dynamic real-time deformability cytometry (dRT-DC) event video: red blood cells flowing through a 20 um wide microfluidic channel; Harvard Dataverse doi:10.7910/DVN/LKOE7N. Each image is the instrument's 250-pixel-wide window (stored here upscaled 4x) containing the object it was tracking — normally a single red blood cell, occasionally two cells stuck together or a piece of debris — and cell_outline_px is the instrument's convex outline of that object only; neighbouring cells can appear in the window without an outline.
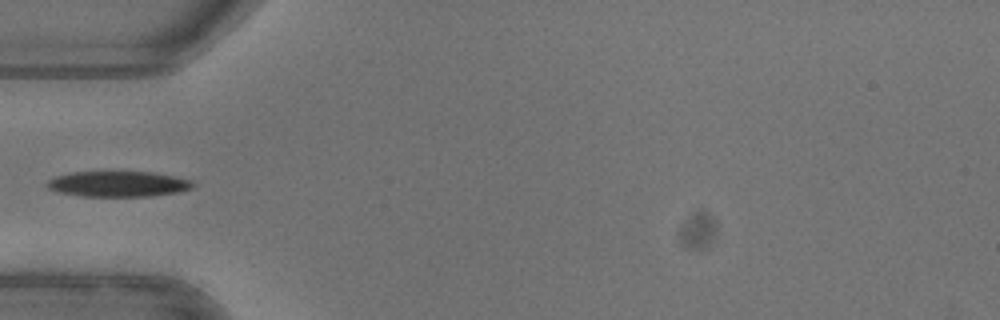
{"species": "common noctule bat (a hibernating species)", "species_latin": "Nyctalus noctula", "temperature_condition": "warm", "stored_images_in_passage": 51, "camera_frame_rate_fps": 3000, "um_per_image_px": 0.085, "animal": {"sex": "female"}, "frame": {"image": 1, "passage_image": 16, "time_ms": 5.0, "image_size_px": [1000, 320], "cell_outline_px": [[196, 184], [192, 188], [176, 192], [152, 196], [80, 196], [56, 192], [48, 188], [44, 184], [48, 180], [56, 176], [72, 172], [152, 172], [192, 180]], "centroid_in_image_um": [10.01, 15.64], "position_along_channel_um": 75.0, "area_um2": 21.73}, "authors_computed_cell_mechanics": {"area_um2": 21.2126, "velocity_mm_per_s": 3.9786, "shape_relaxation_time_tau1_ms": 2.9739, "shape_relaxation_time_tau2_ms": null, "deformation_change_tau1": 0.1684, "deformation_change_tau2": null}}